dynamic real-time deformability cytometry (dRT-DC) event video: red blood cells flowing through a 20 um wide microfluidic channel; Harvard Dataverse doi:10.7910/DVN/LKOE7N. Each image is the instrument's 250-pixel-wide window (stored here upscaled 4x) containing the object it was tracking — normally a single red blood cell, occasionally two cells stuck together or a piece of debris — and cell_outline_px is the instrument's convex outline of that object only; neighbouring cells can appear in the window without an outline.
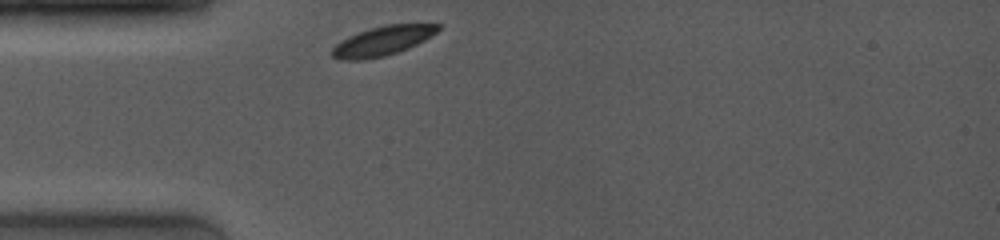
{"species": "common noctule bat (a hibernating species)", "species_latin": "Nyctalus noctula", "temperature_condition": "room temperature", "stored_images_in_passage": 38, "camera_frame_rate_fps": 4000, "um_per_image_px": 0.085, "animal": {"sex": "female", "body_mass_g": 19.0, "forearm_length_mm": 53.3}, "frame": {"image": 1, "passage_image": 1, "time_ms": 0.0, "image_size_px": [1000, 240], "cell_outline_px": [[440, 28], [436, 32], [424, 40], [408, 48], [384, 56], [364, 60], [340, 60], [332, 56], [328, 52], [340, 40], [348, 36], [368, 28], [384, 24], [440, 24]], "centroid_in_image_um": [32.44, 3.48], "position_along_channel_um": 52.6, "area_um2": 18.26}}
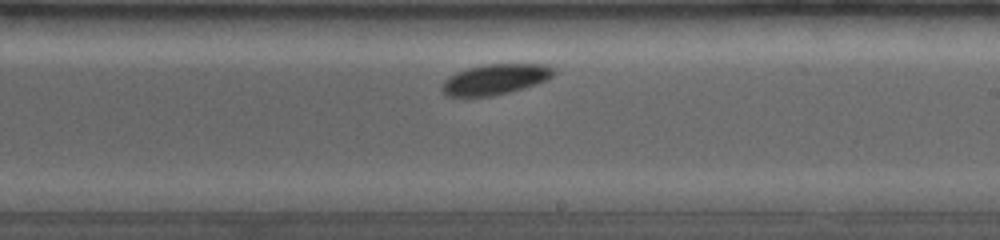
{"frame": {"image": 2, "passage_image": 21, "time_ms": 5.25, "image_size_px": [1000, 240], "cell_outline_px": [[556, 72], [548, 80], [536, 84], [508, 92], [492, 96], [448, 96], [440, 88], [444, 80], [448, 76], [456, 72], [480, 64], [544, 64], [556, 68]], "centroid_in_image_um": [42.1, 6.72], "position_along_channel_um": 246.9, "area_um2": 19.94}}
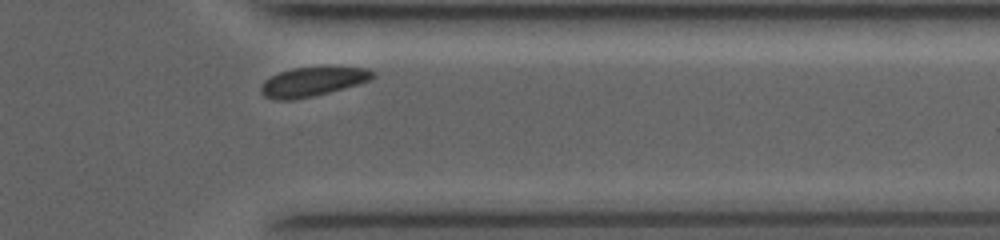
{"frame": {"image": 3, "passage_image": 35, "time_ms": 8.75, "image_size_px": [1000, 240], "cell_outline_px": [[376, 76], [372, 80], [328, 92], [312, 96], [292, 100], [272, 100], [264, 96], [260, 92], [260, 88], [264, 80], [280, 72], [292, 68], [332, 64], [368, 68], [376, 72]], "centroid_in_image_um": [26.64, 6.89], "position_along_channel_um": 384.8, "area_um2": 19.88}}